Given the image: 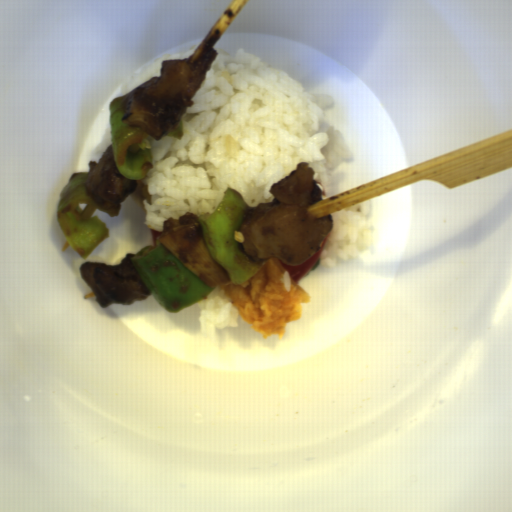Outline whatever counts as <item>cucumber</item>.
Returning a JSON list of instances; mask_svg holds the SVG:
<instances>
[{
  "instance_id": "1",
  "label": "cucumber",
  "mask_w": 512,
  "mask_h": 512,
  "mask_svg": "<svg viewBox=\"0 0 512 512\" xmlns=\"http://www.w3.org/2000/svg\"><path fill=\"white\" fill-rule=\"evenodd\" d=\"M319 263H320V258H319V256H318V257H317V259H316V261H315V263H314V265H313V267H312V269H311V270H310V271H309V272H308L304 277H306V276H308L309 274H311L312 272L316 271V270H317V268L319 267ZM304 277H303V278H304Z\"/></svg>"
}]
</instances>
